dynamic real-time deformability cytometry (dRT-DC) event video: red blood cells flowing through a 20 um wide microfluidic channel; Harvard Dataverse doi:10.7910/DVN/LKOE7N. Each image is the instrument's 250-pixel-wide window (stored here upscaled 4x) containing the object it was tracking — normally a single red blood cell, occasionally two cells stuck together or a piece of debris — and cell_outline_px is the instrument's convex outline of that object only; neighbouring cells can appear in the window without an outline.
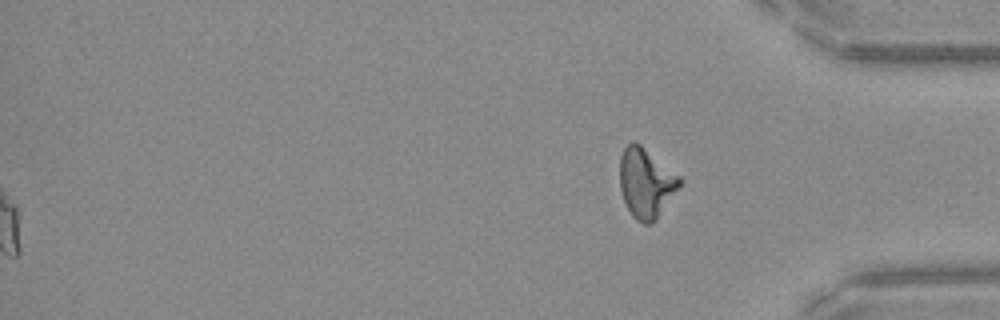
{"species": "Egyptian fruit bat (a non-hibernating species)", "species_latin": "Rousettus aegyptiacus", "temperature_condition": "warm", "stored_images_in_passage": 52, "camera_frame_rate_fps": 3000, "um_per_image_px": 0.085, "frame": {"image": 1, "passage_image": 52, "time_ms": 17.0, "image_size_px": [1000, 320], "cell_outline_px": [[684, 180], [680, 188], [656, 220], [652, 224], [644, 224], [636, 220], [632, 216], [624, 200], [620, 188], [620, 156], [624, 148], [632, 140], [636, 140], [680, 176]], "centroid_in_image_um": [54.94, 15.54], "position_along_channel_um": 380.3, "area_um2": 24.68}, "authors_computed_cell_mechanics": {"area_um2": 20.7791, "velocity_mm_per_s": 3.9528, "shape_relaxation_time_tau1_ms": null, "shape_relaxation_time_tau2_ms": 2.7915, "deformation_change_tau1": null, "deformation_change_tau2": 0.0937}}